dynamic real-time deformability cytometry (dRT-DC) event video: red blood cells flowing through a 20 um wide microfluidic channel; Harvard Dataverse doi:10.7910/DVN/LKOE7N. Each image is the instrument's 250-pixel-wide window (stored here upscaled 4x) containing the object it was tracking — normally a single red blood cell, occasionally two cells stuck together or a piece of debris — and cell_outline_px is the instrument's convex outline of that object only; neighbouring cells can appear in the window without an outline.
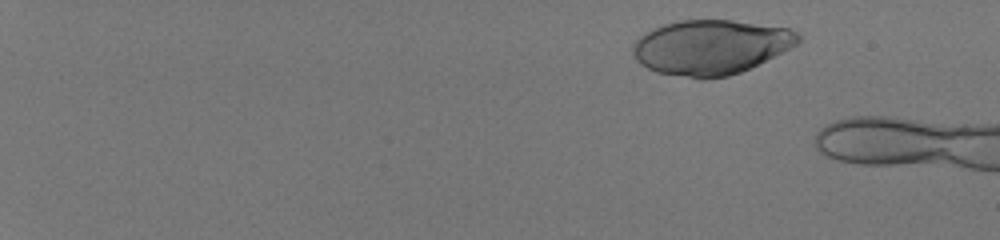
{"species": "human", "species_latin": "Homo sapiens", "temperature_condition": "room temperature", "stored_images_in_passage": 24, "camera_frame_rate_fps": 3000, "um_per_image_px": 0.085, "donor": {"sex": "male"}, "frame": {"image": 1, "passage_image": 4, "time_ms": 1.0, "image_size_px": [1000, 240], "cell_outline_px": [[800, 40], [796, 44], [740, 72], [728, 76], [704, 80], [700, 80], [656, 72], [640, 64], [636, 60], [632, 52], [632, 44], [640, 36], [652, 28], [664, 24], [680, 20], [732, 20], [788, 28], [796, 32], [800, 36]], "centroid_in_image_um": [60.34, 4.01], "position_along_channel_um": 24.7, "area_um2": 52.54}}